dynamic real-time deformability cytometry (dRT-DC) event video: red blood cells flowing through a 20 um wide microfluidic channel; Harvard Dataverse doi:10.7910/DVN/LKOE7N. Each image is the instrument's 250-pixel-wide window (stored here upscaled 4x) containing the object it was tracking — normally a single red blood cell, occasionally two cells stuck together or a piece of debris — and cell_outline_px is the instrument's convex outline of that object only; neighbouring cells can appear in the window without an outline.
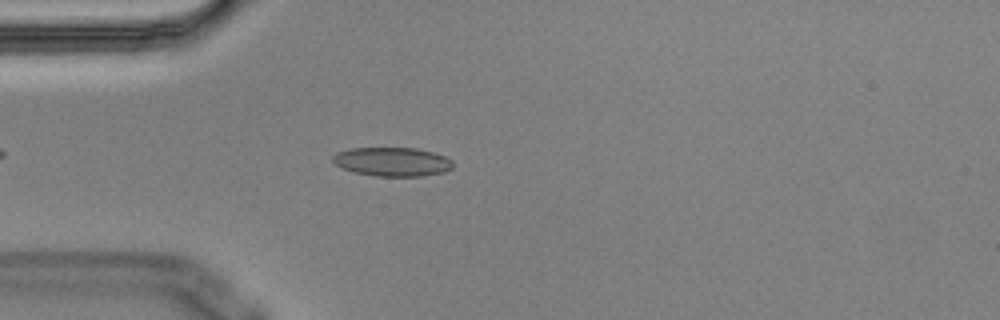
{"species": "Egyptian fruit bat (a non-hibernating species)", "species_latin": "Rousettus aegyptiacus", "temperature_condition": "cold", "stored_images_in_passage": 4, "camera_frame_rate_fps": 3000, "um_per_image_px": 0.085, "animal": {"sex": "male"}, "frame": {"image": 1, "passage_image": 4, "time_ms": 1.0, "image_size_px": [1000, 320], "cell_outline_px": [[452, 168], [444, 172], [424, 176], [376, 176], [356, 172], [344, 168], [336, 164], [332, 160], [332, 156], [336, 152], [352, 148], [416, 148], [432, 152], [444, 156], [452, 160]], "centroid_in_image_um": [33.36, 13.74], "position_along_channel_um": 51.6, "area_um2": 20.11}}